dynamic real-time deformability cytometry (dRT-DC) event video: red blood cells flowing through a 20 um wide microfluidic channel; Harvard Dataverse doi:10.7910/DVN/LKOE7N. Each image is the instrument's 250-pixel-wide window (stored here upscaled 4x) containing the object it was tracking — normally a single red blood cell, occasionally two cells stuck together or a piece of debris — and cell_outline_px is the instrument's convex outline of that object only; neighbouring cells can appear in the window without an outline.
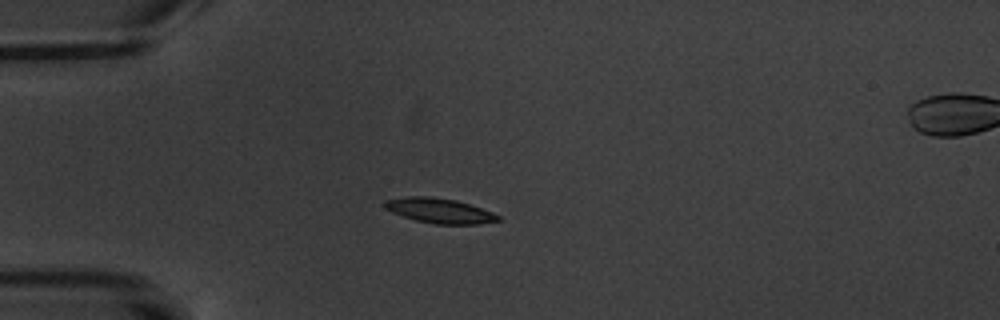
{"species": "common noctule bat (a hibernating species)", "species_latin": "Nyctalus noctula", "temperature_condition": "warm", "stored_images_in_passage": 6, "camera_frame_rate_fps": 3000, "um_per_image_px": 0.085, "animal": {"sex": "male", "body_mass_g": 20.1, "forearm_length_mm": 53.5}, "frame": {"image": 1, "passage_image": 4, "time_ms": 3.667, "image_size_px": [1000, 320], "cell_outline_px": [[500, 220], [480, 224], [436, 224], [416, 220], [392, 212], [384, 208], [384, 200], [408, 196], [432, 196], [456, 200], [492, 212], [500, 216]], "centroid_in_image_um": [37.34, 17.9], "position_along_channel_um": 47.7, "area_um2": 16.36}}